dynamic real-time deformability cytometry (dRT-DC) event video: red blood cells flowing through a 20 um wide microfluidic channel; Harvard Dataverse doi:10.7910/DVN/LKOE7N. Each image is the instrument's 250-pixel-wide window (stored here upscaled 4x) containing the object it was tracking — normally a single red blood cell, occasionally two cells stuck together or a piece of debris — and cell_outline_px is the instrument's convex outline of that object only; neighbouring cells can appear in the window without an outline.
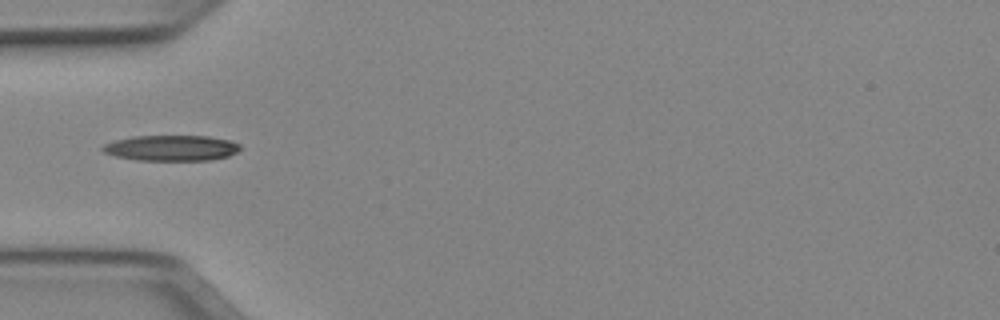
{"species": "Egyptian fruit bat (a non-hibernating species)", "species_latin": "Rousettus aegyptiacus", "temperature_condition": "cold", "stored_images_in_passage": 35, "camera_frame_rate_fps": 3000, "um_per_image_px": 0.085, "animal": {"sex": "female"}, "frame": {"image": 1, "passage_image": 1, "time_ms": 0.0, "image_size_px": [1000, 320], "cell_outline_px": [[240, 148], [236, 152], [228, 156], [208, 160], [136, 160], [116, 156], [104, 152], [100, 148], [104, 144], [116, 140], [132, 136], [208, 136], [232, 140], [240, 144]], "centroid_in_image_um": [14.57, 12.57], "position_along_channel_um": 70.4, "area_um2": 20.52}}
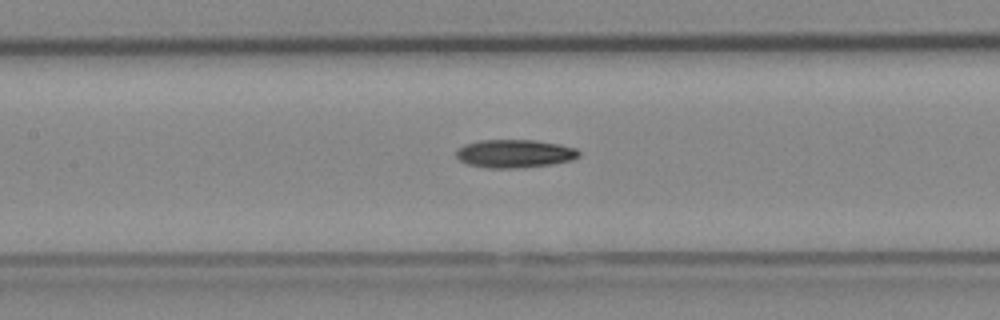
{"frame": {"image": 2, "passage_image": 8, "time_ms": 2.333, "image_size_px": [1000, 320], "cell_outline_px": [[580, 156], [572, 160], [552, 164], [516, 168], [488, 168], [468, 164], [460, 160], [456, 156], [456, 152], [464, 144], [480, 140], [536, 140], [560, 144], [576, 148], [580, 152]], "centroid_in_image_um": [43.77, 13.05], "position_along_channel_um": 163.6, "area_um2": 20.17}}
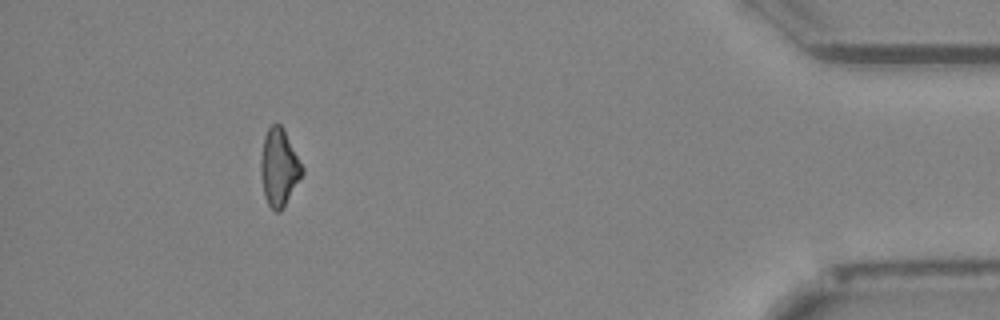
{"frame": {"image": 3, "passage_image": 31, "time_ms": 10.0, "image_size_px": [1000, 320], "cell_outline_px": [[304, 172], [280, 212], [276, 212], [268, 204], [264, 196], [260, 172], [260, 160], [264, 136], [268, 128], [272, 124], [280, 124], [284, 128], [304, 168]], "centroid_in_image_um": [23.71, 14.21], "position_along_channel_um": 411.5, "area_um2": 18.61}, "authors_computed_cell_mechanics": {"area_um2": 19.1896, "velocity_mm_per_s": 3.9879, "shape_relaxation_time_tau1_ms": 9.9084, "shape_relaxation_time_tau2_ms": null, "deformation_change_tau1": 0.2125, "deformation_change_tau2": null}}